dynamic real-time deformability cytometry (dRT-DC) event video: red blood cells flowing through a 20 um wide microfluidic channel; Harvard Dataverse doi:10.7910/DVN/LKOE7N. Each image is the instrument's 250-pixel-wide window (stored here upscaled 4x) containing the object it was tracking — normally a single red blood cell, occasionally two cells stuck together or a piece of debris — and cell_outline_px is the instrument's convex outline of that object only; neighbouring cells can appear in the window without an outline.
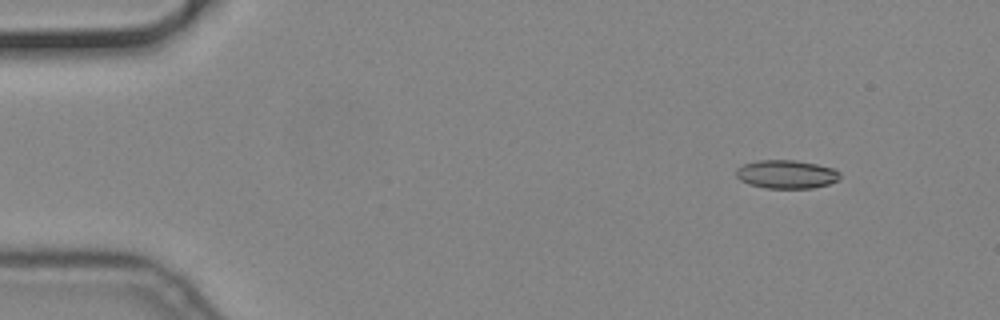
{"species": "common noctule bat (a hibernating species)", "species_latin": "Nyctalus noctula", "temperature_condition": "cold", "stored_images_in_passage": 51, "camera_frame_rate_fps": 3000, "um_per_image_px": 0.085, "animal": {"sex": "male", "body_mass_g": 19.2, "forearm_length_mm": 51.8}, "frame": {"image": 1, "passage_image": 1, "time_ms": 0.0, "image_size_px": [1000, 320], "cell_outline_px": [[840, 180], [828, 184], [812, 188], [764, 188], [748, 184], [740, 180], [736, 176], [736, 168], [744, 164], [756, 160], [796, 160], [836, 168], [840, 172]], "centroid_in_image_um": [66.86, 14.81], "position_along_channel_um": 18.1, "area_um2": 17.46}}
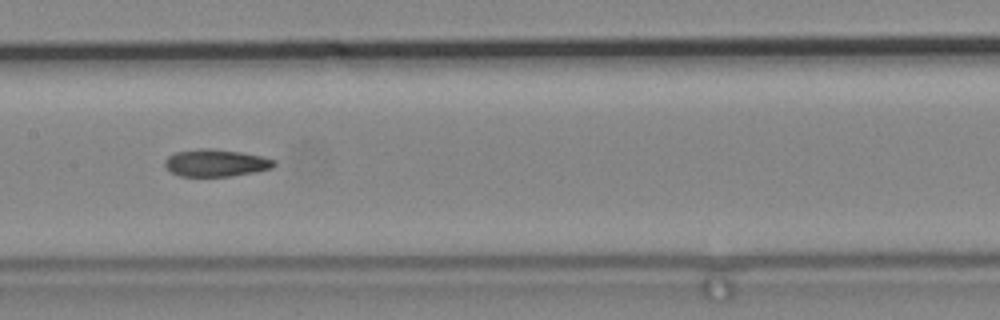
{"frame": {"image": 2, "passage_image": 23, "time_ms": 7.333, "image_size_px": [1000, 320], "cell_outline_px": [[276, 164], [272, 168], [256, 172], [232, 176], [180, 176], [172, 172], [164, 164], [164, 160], [168, 156], [176, 152], [200, 148], [212, 148], [240, 152], [264, 156], [276, 160]], "centroid_in_image_um": [18.39, 13.84], "position_along_channel_um": 189.0, "area_um2": 17.46}}
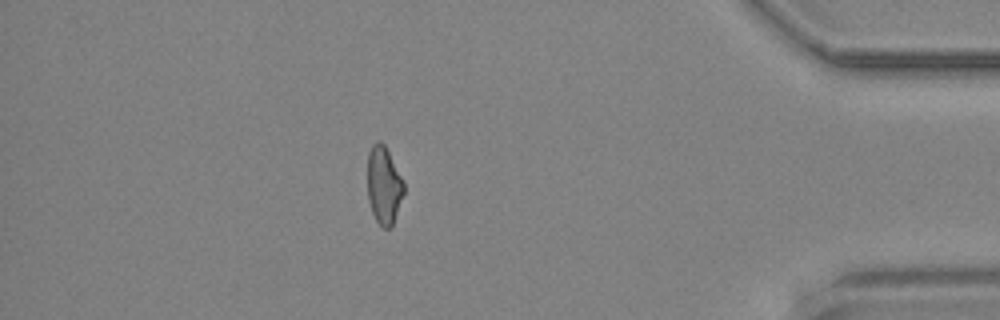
{"frame": {"image": 3, "passage_image": 44, "time_ms": 14.333, "image_size_px": [1000, 320], "cell_outline_px": [[404, 192], [392, 228], [384, 228], [376, 220], [372, 212], [368, 200], [368, 152], [372, 144], [376, 140], [380, 140], [384, 144], [404, 180]], "centroid_in_image_um": [32.63, 15.73], "position_along_channel_um": 402.6, "area_um2": 16.59}}